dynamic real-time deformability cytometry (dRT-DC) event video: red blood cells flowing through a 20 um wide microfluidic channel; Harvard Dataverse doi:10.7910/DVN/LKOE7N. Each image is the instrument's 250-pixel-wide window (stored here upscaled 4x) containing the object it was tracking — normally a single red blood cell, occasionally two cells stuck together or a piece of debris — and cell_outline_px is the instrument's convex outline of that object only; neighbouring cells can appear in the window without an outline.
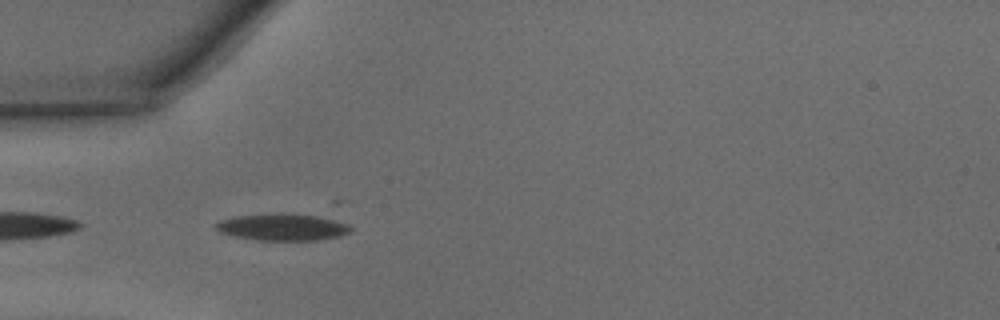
{"species": "common noctule bat (a hibernating species)", "species_latin": "Nyctalus noctula", "temperature_condition": "warm", "stored_images_in_passage": 3, "camera_frame_rate_fps": 3000, "um_per_image_px": 0.085, "animal": {"sex": "male", "body_mass_g": 15.6}, "frame": {"image": 1, "passage_image": 1, "time_ms": 0.0, "image_size_px": [1000, 320], "cell_outline_px": [[352, 232], [340, 236], [320, 240], [252, 240], [220, 232], [216, 228], [216, 224], [220, 220], [236, 216], [280, 212], [284, 212], [328, 216], [348, 224], [352, 228]], "centroid_in_image_um": [24.11, 19.28], "position_along_channel_um": 60.9, "area_um2": 21.68}}